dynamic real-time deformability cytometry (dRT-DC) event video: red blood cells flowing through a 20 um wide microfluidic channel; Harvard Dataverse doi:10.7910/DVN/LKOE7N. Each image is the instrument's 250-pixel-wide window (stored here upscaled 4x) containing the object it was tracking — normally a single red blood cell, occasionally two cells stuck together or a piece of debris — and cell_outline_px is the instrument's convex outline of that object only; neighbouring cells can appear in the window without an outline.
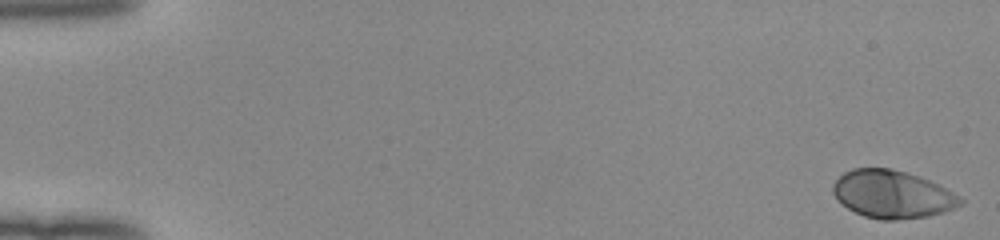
{"species": "human", "species_latin": "Homo sapiens", "temperature_condition": "room temperature", "stored_images_in_passage": 52, "camera_frame_rate_fps": 3000, "um_per_image_px": 0.085, "donor": {"sex": "female"}, "frame": {"image": 1, "passage_image": 1, "time_ms": 0.0, "image_size_px": [1000, 240], "cell_outline_px": [[964, 204], [944, 212], [928, 216], [896, 220], [880, 220], [864, 216], [848, 208], [832, 192], [832, 184], [844, 172], [852, 168], [892, 168], [920, 176], [960, 196], [964, 200]], "centroid_in_image_um": [75.86, 16.51], "position_along_channel_um": 9.1, "area_um2": 35.37}}
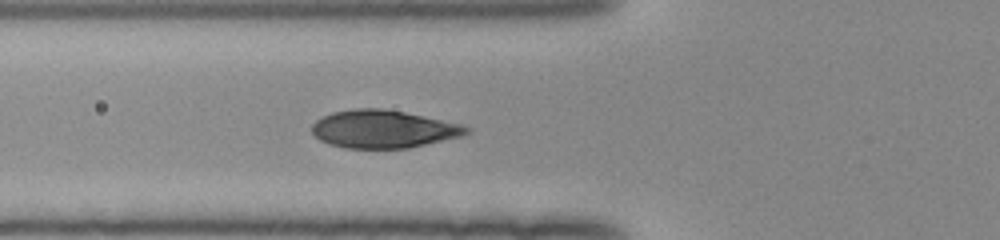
{"frame": {"image": 2, "passage_image": 20, "time_ms": 6.333, "image_size_px": [1000, 240], "cell_outline_px": [[472, 132], [464, 136], [408, 148], [344, 148], [328, 144], [320, 140], [312, 132], [312, 124], [316, 120], [332, 112], [356, 108], [384, 108], [404, 112], [460, 124], [472, 128]], "centroid_in_image_um": [32.6, 10.97], "position_along_channel_um": 93.2, "area_um2": 34.16}}
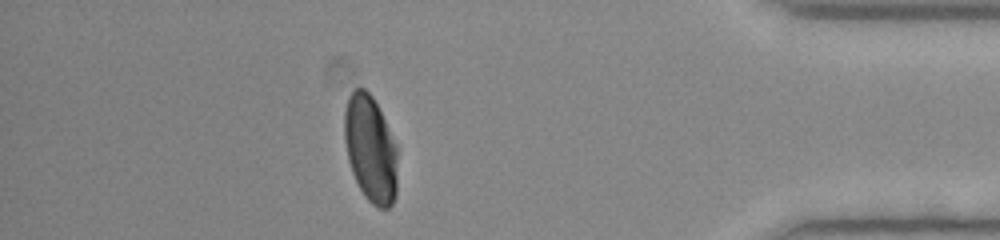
{"frame": {"image": 3, "passage_image": 46, "time_ms": 15.0, "image_size_px": [1000, 240], "cell_outline_px": [[396, 196], [392, 204], [388, 208], [380, 208], [372, 204], [364, 196], [352, 172], [348, 160], [344, 140], [344, 112], [348, 96], [356, 88], [364, 88], [372, 96], [396, 144]], "centroid_in_image_um": [31.47, 12.66], "position_along_channel_um": 403.7, "area_um2": 32.77}, "authors_computed_cell_mechanics": {"area_um2": 34.9401, "velocity_mm_per_s": 3.9943, "shape_relaxation_time_tau1_ms": 2.6318, "shape_relaxation_time_tau2_ms": null, "deformation_change_tau1": 0.1848, "deformation_change_tau2": null}}